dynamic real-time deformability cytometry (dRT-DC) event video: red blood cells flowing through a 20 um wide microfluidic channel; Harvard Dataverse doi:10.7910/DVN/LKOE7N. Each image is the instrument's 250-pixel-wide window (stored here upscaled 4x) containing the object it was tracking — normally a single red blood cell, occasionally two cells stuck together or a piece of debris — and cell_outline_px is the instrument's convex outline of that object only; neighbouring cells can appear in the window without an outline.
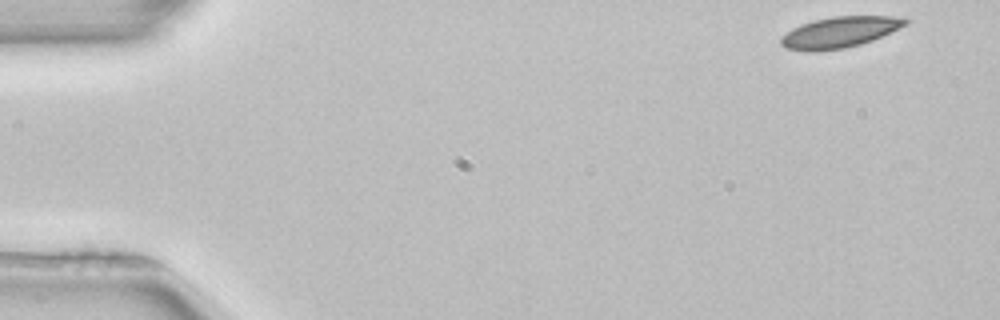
{"species": "common noctule bat (a hibernating species)", "species_latin": "Nyctalus noctula", "temperature_condition": "room temperature", "stored_images_in_passage": 50, "camera_frame_rate_fps": 3000, "um_per_image_px": 0.085, "animal": {"sex": "female", "body_mass_g": 22.7, "forearm_length_mm": 54.2}, "frame": {"image": 1, "passage_image": 1, "time_ms": 0.0, "image_size_px": [1000, 320], "cell_outline_px": [[908, 24], [872, 40], [860, 44], [844, 48], [812, 52], [784, 48], [780, 44], [780, 36], [792, 28], [800, 24], [832, 16], [904, 16], [908, 20]], "centroid_in_image_um": [71.34, 2.73], "position_along_channel_um": 13.7, "area_um2": 22.54}}
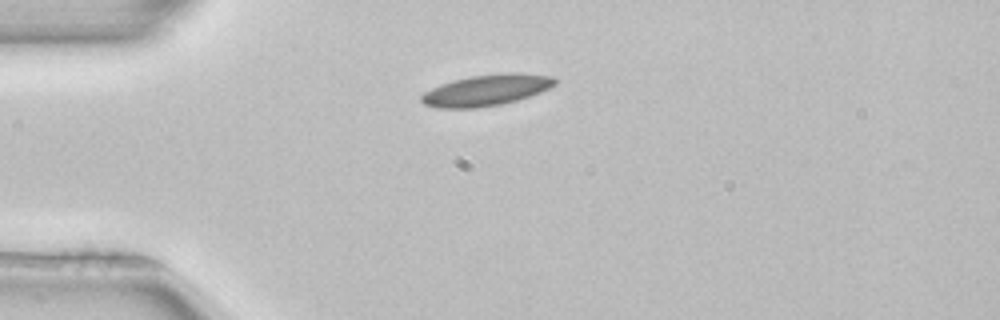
{"frame": {"image": 2, "passage_image": 11, "time_ms": 3.333, "image_size_px": [1000, 320], "cell_outline_px": [[560, 80], [556, 84], [540, 92], [516, 100], [500, 104], [476, 108], [436, 108], [424, 104], [420, 100], [420, 96], [424, 92], [440, 84], [452, 80], [472, 76], [504, 72], [516, 72], [552, 76]], "centroid_in_image_um": [41.34, 7.65], "position_along_channel_um": 43.7, "area_um2": 24.33}}
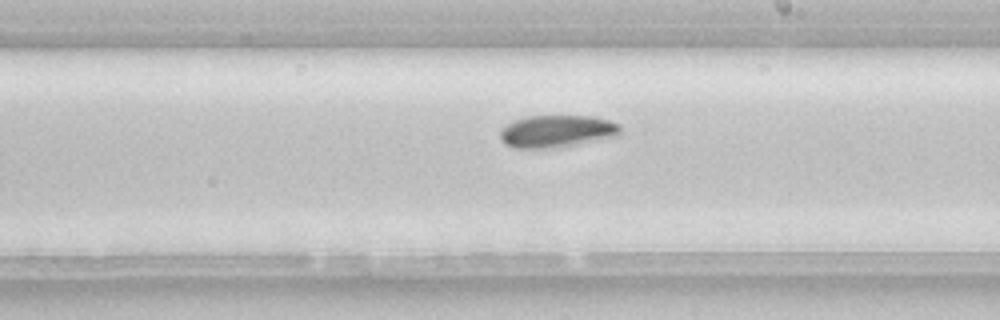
{"frame": {"image": 3, "passage_image": 28, "time_ms": 9.0, "image_size_px": [1000, 320], "cell_outline_px": [[620, 136], [568, 148], [512, 148], [504, 144], [500, 140], [500, 132], [508, 124], [516, 120], [528, 116], [592, 116], [608, 120], [620, 124]], "centroid_in_image_um": [47.4, 11.19], "position_along_channel_um": 241.6, "area_um2": 23.24}, "authors_computed_cell_mechanics": {"area_um2": 22.542, "velocity_mm_per_s": 3.9152, "shape_relaxation_time_tau1_ms": 2.6745, "shape_relaxation_time_tau2_ms": null, "deformation_change_tau1": 0.0783, "deformation_change_tau2": null}}